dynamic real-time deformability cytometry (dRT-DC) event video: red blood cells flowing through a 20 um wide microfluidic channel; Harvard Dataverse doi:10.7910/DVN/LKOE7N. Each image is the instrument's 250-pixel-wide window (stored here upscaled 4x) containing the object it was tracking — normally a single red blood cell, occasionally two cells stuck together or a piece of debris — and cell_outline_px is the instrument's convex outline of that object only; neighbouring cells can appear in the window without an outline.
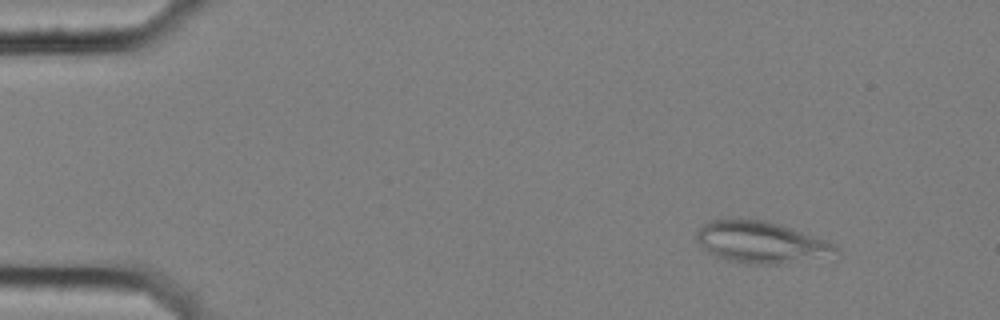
{"species": "common noctule bat (a hibernating species)", "species_latin": "Nyctalus noctula", "temperature_condition": "cold", "stored_images_in_passage": 51, "camera_frame_rate_fps": 3000, "um_per_image_px": 0.085, "animal": {"sex": "female", "body_mass_g": 25.1}, "frame": {"image": 1, "passage_image": 1, "time_ms": 0.0, "image_size_px": [1000, 320], "cell_outline_px": [[840, 252], [780, 264], [744, 264], [716, 256], [708, 252], [700, 244], [696, 236], [696, 232], [708, 220], [748, 216], [780, 224], [828, 240], [836, 244]], "centroid_in_image_um": [64.63, 20.54], "position_along_channel_um": 20.4, "area_um2": 33.99}}
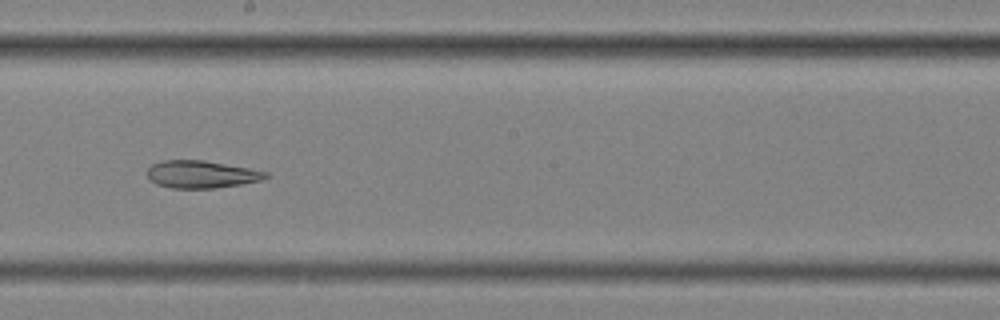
{"frame": {"image": 2, "passage_image": 27, "time_ms": 8.667, "image_size_px": [1000, 320], "cell_outline_px": [[272, 176], [260, 180], [240, 184], [216, 188], [172, 188], [156, 184], [148, 176], [148, 168], [152, 164], [164, 160], [204, 160], [248, 168], [268, 172]], "centroid_in_image_um": [17.14, 14.81], "position_along_channel_um": 231.1, "area_um2": 18.84}}
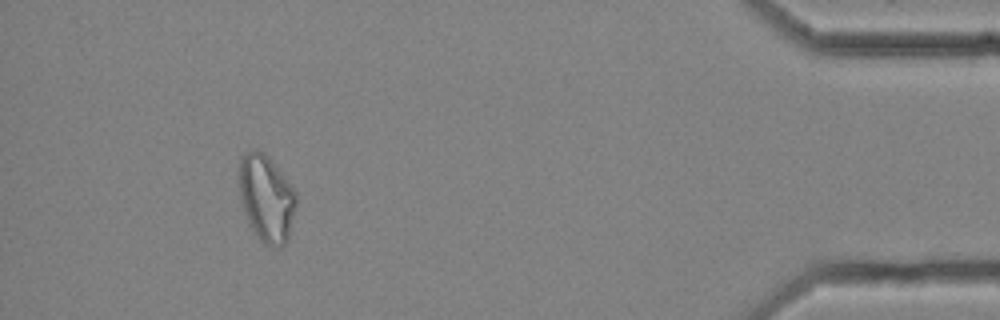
{"frame": {"image": 3, "passage_image": 47, "time_ms": 15.333, "image_size_px": [1000, 320], "cell_outline_px": [[296, 208], [288, 240], [280, 248], [272, 248], [264, 244], [252, 232], [244, 212], [240, 200], [240, 160], [248, 152], [256, 148], [264, 152], [268, 156], [296, 188]], "centroid_in_image_um": [22.68, 16.89], "position_along_channel_um": 412.5, "area_um2": 29.42}, "authors_computed_cell_mechanics": {"area_um2": 25.0274, "velocity_mm_per_s": 3.5613, "shape_relaxation_time_tau1_ms": null, "shape_relaxation_time_tau2_ms": 4.4533, "deformation_change_tau1": null, "deformation_change_tau2": 0.1162}}